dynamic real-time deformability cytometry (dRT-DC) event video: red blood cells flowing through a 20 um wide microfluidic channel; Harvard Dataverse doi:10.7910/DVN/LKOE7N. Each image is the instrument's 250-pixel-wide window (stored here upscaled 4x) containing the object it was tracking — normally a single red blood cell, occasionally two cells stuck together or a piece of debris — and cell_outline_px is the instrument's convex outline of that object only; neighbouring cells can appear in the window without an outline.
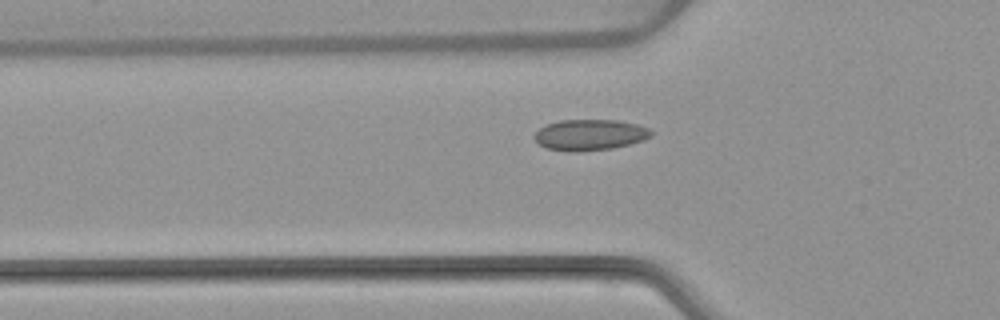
{"species": "common noctule bat (a hibernating species)", "species_latin": "Nyctalus noctula", "temperature_condition": "warm", "stored_images_in_passage": 3, "camera_frame_rate_fps": 3000, "um_per_image_px": 0.085, "animal": {"sex": "female", "body_mass_g": 22.7, "forearm_length_mm": 54.2}, "frame": {"image": 1, "passage_image": 3, "time_ms": 3.0, "image_size_px": [1000, 320], "cell_outline_px": [[652, 136], [644, 140], [612, 148], [576, 152], [568, 152], [544, 148], [532, 136], [540, 128], [548, 124], [560, 120], [616, 120], [636, 124], [648, 128], [652, 132]], "centroid_in_image_um": [50.12, 11.47], "position_along_channel_um": 75.7, "area_um2": 21.04}}